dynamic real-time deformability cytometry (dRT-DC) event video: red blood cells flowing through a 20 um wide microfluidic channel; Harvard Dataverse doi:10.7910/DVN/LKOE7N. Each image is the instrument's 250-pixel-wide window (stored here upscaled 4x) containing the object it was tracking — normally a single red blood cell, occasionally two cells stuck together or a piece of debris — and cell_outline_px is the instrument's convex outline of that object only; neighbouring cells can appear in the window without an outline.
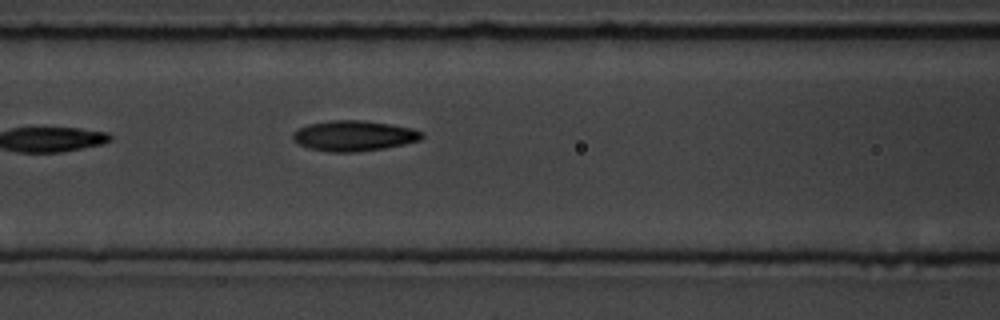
{"species": "common noctule bat (a hibernating species)", "species_latin": "Nyctalus noctula", "temperature_condition": "room temperature", "stored_images_in_passage": 4, "camera_frame_rate_fps": 3000, "um_per_image_px": 0.085, "animal": {"sex": "male", "body_mass_g": 19.5, "forearm_length_mm": 54.6}, "frame": {"image": 1, "passage_image": 4, "time_ms": 4.333, "image_size_px": [1000, 320], "cell_outline_px": [[424, 136], [420, 140], [404, 144], [384, 148], [356, 152], [332, 152], [308, 148], [292, 140], [292, 132], [308, 124], [332, 120], [368, 120], [392, 124], [412, 128], [424, 132]], "centroid_in_image_um": [30.1, 11.53], "position_along_channel_um": 136.5, "area_um2": 23.06}}